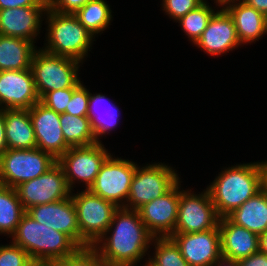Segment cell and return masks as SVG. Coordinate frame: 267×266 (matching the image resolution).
<instances>
[{"label": "cell", "instance_id": "obj_4", "mask_svg": "<svg viewBox=\"0 0 267 266\" xmlns=\"http://www.w3.org/2000/svg\"><path fill=\"white\" fill-rule=\"evenodd\" d=\"M47 23L46 43L42 49L58 56H65L83 63L95 38L81 25L74 14L59 13L49 6L45 12Z\"/></svg>", "mask_w": 267, "mask_h": 266}, {"label": "cell", "instance_id": "obj_34", "mask_svg": "<svg viewBox=\"0 0 267 266\" xmlns=\"http://www.w3.org/2000/svg\"><path fill=\"white\" fill-rule=\"evenodd\" d=\"M205 0H162V10L174 22L201 5Z\"/></svg>", "mask_w": 267, "mask_h": 266}, {"label": "cell", "instance_id": "obj_37", "mask_svg": "<svg viewBox=\"0 0 267 266\" xmlns=\"http://www.w3.org/2000/svg\"><path fill=\"white\" fill-rule=\"evenodd\" d=\"M16 7H48V0H0V10Z\"/></svg>", "mask_w": 267, "mask_h": 266}, {"label": "cell", "instance_id": "obj_14", "mask_svg": "<svg viewBox=\"0 0 267 266\" xmlns=\"http://www.w3.org/2000/svg\"><path fill=\"white\" fill-rule=\"evenodd\" d=\"M170 238L190 266H213L222 256L218 225L205 232L173 233Z\"/></svg>", "mask_w": 267, "mask_h": 266}, {"label": "cell", "instance_id": "obj_19", "mask_svg": "<svg viewBox=\"0 0 267 266\" xmlns=\"http://www.w3.org/2000/svg\"><path fill=\"white\" fill-rule=\"evenodd\" d=\"M48 7H16L0 10V35L36 43ZM44 14V15H43ZM35 39V40H34ZM35 41V42H34Z\"/></svg>", "mask_w": 267, "mask_h": 266}, {"label": "cell", "instance_id": "obj_27", "mask_svg": "<svg viewBox=\"0 0 267 266\" xmlns=\"http://www.w3.org/2000/svg\"><path fill=\"white\" fill-rule=\"evenodd\" d=\"M60 125L64 140L70 147L90 146L98 143L88 116L61 113Z\"/></svg>", "mask_w": 267, "mask_h": 266}, {"label": "cell", "instance_id": "obj_38", "mask_svg": "<svg viewBox=\"0 0 267 266\" xmlns=\"http://www.w3.org/2000/svg\"><path fill=\"white\" fill-rule=\"evenodd\" d=\"M239 266H267V255L261 253L252 254L238 261Z\"/></svg>", "mask_w": 267, "mask_h": 266}, {"label": "cell", "instance_id": "obj_6", "mask_svg": "<svg viewBox=\"0 0 267 266\" xmlns=\"http://www.w3.org/2000/svg\"><path fill=\"white\" fill-rule=\"evenodd\" d=\"M71 197L77 211L80 248L93 246L105 235L119 207L93 194L89 189L76 194L71 192Z\"/></svg>", "mask_w": 267, "mask_h": 266}, {"label": "cell", "instance_id": "obj_3", "mask_svg": "<svg viewBox=\"0 0 267 266\" xmlns=\"http://www.w3.org/2000/svg\"><path fill=\"white\" fill-rule=\"evenodd\" d=\"M11 239L38 264H54L80 248L68 235L38 223L27 213L22 216Z\"/></svg>", "mask_w": 267, "mask_h": 266}, {"label": "cell", "instance_id": "obj_45", "mask_svg": "<svg viewBox=\"0 0 267 266\" xmlns=\"http://www.w3.org/2000/svg\"><path fill=\"white\" fill-rule=\"evenodd\" d=\"M33 266H55L54 264H38L33 262Z\"/></svg>", "mask_w": 267, "mask_h": 266}, {"label": "cell", "instance_id": "obj_41", "mask_svg": "<svg viewBox=\"0 0 267 266\" xmlns=\"http://www.w3.org/2000/svg\"><path fill=\"white\" fill-rule=\"evenodd\" d=\"M261 170L262 189L267 193V161L258 162Z\"/></svg>", "mask_w": 267, "mask_h": 266}, {"label": "cell", "instance_id": "obj_29", "mask_svg": "<svg viewBox=\"0 0 267 266\" xmlns=\"http://www.w3.org/2000/svg\"><path fill=\"white\" fill-rule=\"evenodd\" d=\"M151 245L155 246L153 256L148 254L151 266H190L170 237H154Z\"/></svg>", "mask_w": 267, "mask_h": 266}, {"label": "cell", "instance_id": "obj_8", "mask_svg": "<svg viewBox=\"0 0 267 266\" xmlns=\"http://www.w3.org/2000/svg\"><path fill=\"white\" fill-rule=\"evenodd\" d=\"M57 160L39 148L7 149L0 155V184L16 188L39 177Z\"/></svg>", "mask_w": 267, "mask_h": 266}, {"label": "cell", "instance_id": "obj_43", "mask_svg": "<svg viewBox=\"0 0 267 266\" xmlns=\"http://www.w3.org/2000/svg\"><path fill=\"white\" fill-rule=\"evenodd\" d=\"M259 251L267 255V230L259 235Z\"/></svg>", "mask_w": 267, "mask_h": 266}, {"label": "cell", "instance_id": "obj_2", "mask_svg": "<svg viewBox=\"0 0 267 266\" xmlns=\"http://www.w3.org/2000/svg\"><path fill=\"white\" fill-rule=\"evenodd\" d=\"M207 189L217 215L227 217L262 189L258 162L223 168Z\"/></svg>", "mask_w": 267, "mask_h": 266}, {"label": "cell", "instance_id": "obj_9", "mask_svg": "<svg viewBox=\"0 0 267 266\" xmlns=\"http://www.w3.org/2000/svg\"><path fill=\"white\" fill-rule=\"evenodd\" d=\"M110 155L102 142H98L90 146L70 147L57 159V163L62 167L71 191L78 182L84 183L85 190H88Z\"/></svg>", "mask_w": 267, "mask_h": 266}, {"label": "cell", "instance_id": "obj_30", "mask_svg": "<svg viewBox=\"0 0 267 266\" xmlns=\"http://www.w3.org/2000/svg\"><path fill=\"white\" fill-rule=\"evenodd\" d=\"M216 11L205 0L197 8L191 10L188 14L176 21V23L178 22L180 24L179 26L186 33L190 42L195 44Z\"/></svg>", "mask_w": 267, "mask_h": 266}, {"label": "cell", "instance_id": "obj_25", "mask_svg": "<svg viewBox=\"0 0 267 266\" xmlns=\"http://www.w3.org/2000/svg\"><path fill=\"white\" fill-rule=\"evenodd\" d=\"M114 104L105 95L100 93L92 94L89 91L87 116L91 121L93 133L99 143L102 136L106 135V133L110 134L111 130L117 127L119 123V109Z\"/></svg>", "mask_w": 267, "mask_h": 266}, {"label": "cell", "instance_id": "obj_5", "mask_svg": "<svg viewBox=\"0 0 267 266\" xmlns=\"http://www.w3.org/2000/svg\"><path fill=\"white\" fill-rule=\"evenodd\" d=\"M80 63L78 60L54 55L41 48L36 50L31 69L39 98L53 90L77 87L81 83L78 74Z\"/></svg>", "mask_w": 267, "mask_h": 266}, {"label": "cell", "instance_id": "obj_33", "mask_svg": "<svg viewBox=\"0 0 267 266\" xmlns=\"http://www.w3.org/2000/svg\"><path fill=\"white\" fill-rule=\"evenodd\" d=\"M75 88L71 87L47 92L40 98V102L57 113H65Z\"/></svg>", "mask_w": 267, "mask_h": 266}, {"label": "cell", "instance_id": "obj_12", "mask_svg": "<svg viewBox=\"0 0 267 266\" xmlns=\"http://www.w3.org/2000/svg\"><path fill=\"white\" fill-rule=\"evenodd\" d=\"M15 189L26 211L36 205L69 198L72 192L62 167L57 162L39 177L24 182Z\"/></svg>", "mask_w": 267, "mask_h": 266}, {"label": "cell", "instance_id": "obj_13", "mask_svg": "<svg viewBox=\"0 0 267 266\" xmlns=\"http://www.w3.org/2000/svg\"><path fill=\"white\" fill-rule=\"evenodd\" d=\"M181 182L179 180L167 193L137 210L146 228L154 237H170L174 233Z\"/></svg>", "mask_w": 267, "mask_h": 266}, {"label": "cell", "instance_id": "obj_7", "mask_svg": "<svg viewBox=\"0 0 267 266\" xmlns=\"http://www.w3.org/2000/svg\"><path fill=\"white\" fill-rule=\"evenodd\" d=\"M166 163H152L136 167L133 175L126 209L138 210L141 206L167 193L181 178Z\"/></svg>", "mask_w": 267, "mask_h": 266}, {"label": "cell", "instance_id": "obj_28", "mask_svg": "<svg viewBox=\"0 0 267 266\" xmlns=\"http://www.w3.org/2000/svg\"><path fill=\"white\" fill-rule=\"evenodd\" d=\"M74 15L94 37L105 31L112 21V10L106 0H90Z\"/></svg>", "mask_w": 267, "mask_h": 266}, {"label": "cell", "instance_id": "obj_16", "mask_svg": "<svg viewBox=\"0 0 267 266\" xmlns=\"http://www.w3.org/2000/svg\"><path fill=\"white\" fill-rule=\"evenodd\" d=\"M29 113L35 132L36 148L50 153L57 160L70 148L63 137L60 113L40 101L29 109Z\"/></svg>", "mask_w": 267, "mask_h": 266}, {"label": "cell", "instance_id": "obj_11", "mask_svg": "<svg viewBox=\"0 0 267 266\" xmlns=\"http://www.w3.org/2000/svg\"><path fill=\"white\" fill-rule=\"evenodd\" d=\"M192 190H181L177 221L174 233H196L214 229L219 222L215 206L208 189L200 194Z\"/></svg>", "mask_w": 267, "mask_h": 266}, {"label": "cell", "instance_id": "obj_35", "mask_svg": "<svg viewBox=\"0 0 267 266\" xmlns=\"http://www.w3.org/2000/svg\"><path fill=\"white\" fill-rule=\"evenodd\" d=\"M89 103V90L80 83L73 91L71 100L65 113L73 116H87Z\"/></svg>", "mask_w": 267, "mask_h": 266}, {"label": "cell", "instance_id": "obj_39", "mask_svg": "<svg viewBox=\"0 0 267 266\" xmlns=\"http://www.w3.org/2000/svg\"><path fill=\"white\" fill-rule=\"evenodd\" d=\"M8 149L5 135L4 111L0 110V155Z\"/></svg>", "mask_w": 267, "mask_h": 266}, {"label": "cell", "instance_id": "obj_10", "mask_svg": "<svg viewBox=\"0 0 267 266\" xmlns=\"http://www.w3.org/2000/svg\"><path fill=\"white\" fill-rule=\"evenodd\" d=\"M137 166L138 164L131 160L116 158L112 154L102 164L89 190L119 208L125 207Z\"/></svg>", "mask_w": 267, "mask_h": 266}, {"label": "cell", "instance_id": "obj_15", "mask_svg": "<svg viewBox=\"0 0 267 266\" xmlns=\"http://www.w3.org/2000/svg\"><path fill=\"white\" fill-rule=\"evenodd\" d=\"M40 101L32 69L0 71V109H30Z\"/></svg>", "mask_w": 267, "mask_h": 266}, {"label": "cell", "instance_id": "obj_23", "mask_svg": "<svg viewBox=\"0 0 267 266\" xmlns=\"http://www.w3.org/2000/svg\"><path fill=\"white\" fill-rule=\"evenodd\" d=\"M227 217L257 235L264 233L267 230V193L261 189Z\"/></svg>", "mask_w": 267, "mask_h": 266}, {"label": "cell", "instance_id": "obj_22", "mask_svg": "<svg viewBox=\"0 0 267 266\" xmlns=\"http://www.w3.org/2000/svg\"><path fill=\"white\" fill-rule=\"evenodd\" d=\"M8 149L36 148V137L28 109H2Z\"/></svg>", "mask_w": 267, "mask_h": 266}, {"label": "cell", "instance_id": "obj_42", "mask_svg": "<svg viewBox=\"0 0 267 266\" xmlns=\"http://www.w3.org/2000/svg\"><path fill=\"white\" fill-rule=\"evenodd\" d=\"M213 266H239L238 261H235L233 259H228L225 257H220Z\"/></svg>", "mask_w": 267, "mask_h": 266}, {"label": "cell", "instance_id": "obj_26", "mask_svg": "<svg viewBox=\"0 0 267 266\" xmlns=\"http://www.w3.org/2000/svg\"><path fill=\"white\" fill-rule=\"evenodd\" d=\"M25 213L16 189L0 184V234L12 236Z\"/></svg>", "mask_w": 267, "mask_h": 266}, {"label": "cell", "instance_id": "obj_21", "mask_svg": "<svg viewBox=\"0 0 267 266\" xmlns=\"http://www.w3.org/2000/svg\"><path fill=\"white\" fill-rule=\"evenodd\" d=\"M223 7L234 20L241 45L256 42L267 34V17L242 0L230 1Z\"/></svg>", "mask_w": 267, "mask_h": 266}, {"label": "cell", "instance_id": "obj_1", "mask_svg": "<svg viewBox=\"0 0 267 266\" xmlns=\"http://www.w3.org/2000/svg\"><path fill=\"white\" fill-rule=\"evenodd\" d=\"M153 238L137 210L120 207L93 247L108 266H136L148 254Z\"/></svg>", "mask_w": 267, "mask_h": 266}, {"label": "cell", "instance_id": "obj_46", "mask_svg": "<svg viewBox=\"0 0 267 266\" xmlns=\"http://www.w3.org/2000/svg\"><path fill=\"white\" fill-rule=\"evenodd\" d=\"M145 263H146V264H144V266H151V265L147 262V260H146Z\"/></svg>", "mask_w": 267, "mask_h": 266}, {"label": "cell", "instance_id": "obj_32", "mask_svg": "<svg viewBox=\"0 0 267 266\" xmlns=\"http://www.w3.org/2000/svg\"><path fill=\"white\" fill-rule=\"evenodd\" d=\"M10 243L0 245V266H30L33 261L28 253L15 243Z\"/></svg>", "mask_w": 267, "mask_h": 266}, {"label": "cell", "instance_id": "obj_40", "mask_svg": "<svg viewBox=\"0 0 267 266\" xmlns=\"http://www.w3.org/2000/svg\"><path fill=\"white\" fill-rule=\"evenodd\" d=\"M267 17V0H242Z\"/></svg>", "mask_w": 267, "mask_h": 266}, {"label": "cell", "instance_id": "obj_24", "mask_svg": "<svg viewBox=\"0 0 267 266\" xmlns=\"http://www.w3.org/2000/svg\"><path fill=\"white\" fill-rule=\"evenodd\" d=\"M36 47L31 41L0 35V71L31 68Z\"/></svg>", "mask_w": 267, "mask_h": 266}, {"label": "cell", "instance_id": "obj_31", "mask_svg": "<svg viewBox=\"0 0 267 266\" xmlns=\"http://www.w3.org/2000/svg\"><path fill=\"white\" fill-rule=\"evenodd\" d=\"M55 266H108L93 246L79 248L74 254L54 263Z\"/></svg>", "mask_w": 267, "mask_h": 266}, {"label": "cell", "instance_id": "obj_17", "mask_svg": "<svg viewBox=\"0 0 267 266\" xmlns=\"http://www.w3.org/2000/svg\"><path fill=\"white\" fill-rule=\"evenodd\" d=\"M194 45L213 57L221 56L241 46L234 20L224 7L221 6L220 10L213 14Z\"/></svg>", "mask_w": 267, "mask_h": 266}, {"label": "cell", "instance_id": "obj_44", "mask_svg": "<svg viewBox=\"0 0 267 266\" xmlns=\"http://www.w3.org/2000/svg\"><path fill=\"white\" fill-rule=\"evenodd\" d=\"M230 1H235V0H214V3H216V6L218 5L220 8L221 6H224L226 3Z\"/></svg>", "mask_w": 267, "mask_h": 266}, {"label": "cell", "instance_id": "obj_20", "mask_svg": "<svg viewBox=\"0 0 267 266\" xmlns=\"http://www.w3.org/2000/svg\"><path fill=\"white\" fill-rule=\"evenodd\" d=\"M222 257L239 261L259 252V235L233 223L228 217L218 222Z\"/></svg>", "mask_w": 267, "mask_h": 266}, {"label": "cell", "instance_id": "obj_36", "mask_svg": "<svg viewBox=\"0 0 267 266\" xmlns=\"http://www.w3.org/2000/svg\"><path fill=\"white\" fill-rule=\"evenodd\" d=\"M90 0H48V6L59 13L74 14Z\"/></svg>", "mask_w": 267, "mask_h": 266}, {"label": "cell", "instance_id": "obj_18", "mask_svg": "<svg viewBox=\"0 0 267 266\" xmlns=\"http://www.w3.org/2000/svg\"><path fill=\"white\" fill-rule=\"evenodd\" d=\"M26 213L38 223L68 235L80 247L77 211L71 196L53 203L33 206Z\"/></svg>", "mask_w": 267, "mask_h": 266}]
</instances>
